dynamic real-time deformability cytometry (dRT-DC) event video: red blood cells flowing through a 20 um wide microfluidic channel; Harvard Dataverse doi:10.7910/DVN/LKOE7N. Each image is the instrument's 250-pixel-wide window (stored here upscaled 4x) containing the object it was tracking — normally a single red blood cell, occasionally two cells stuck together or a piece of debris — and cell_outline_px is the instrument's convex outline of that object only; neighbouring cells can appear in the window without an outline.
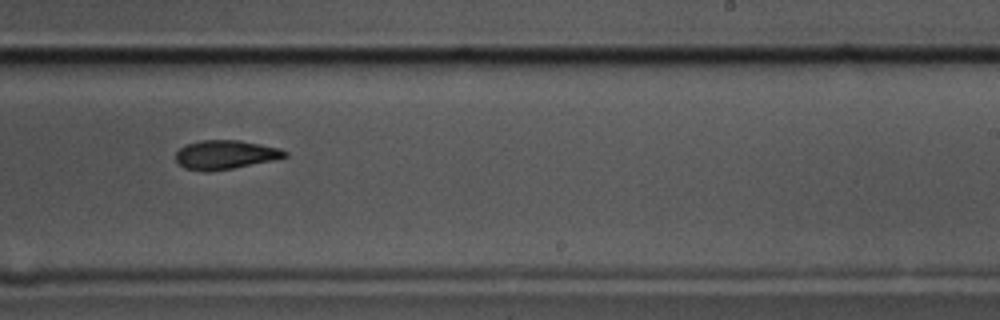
{"species": "common noctule bat (a hibernating species)", "species_latin": "Nyctalus noctula", "temperature_condition": "cold", "stored_images_in_passage": 8, "camera_frame_rate_fps": 3000, "um_per_image_px": 0.085, "animal": {"sex": "male", "body_mass_g": 17.5, "forearm_length_mm": 52.3}, "frame": {"image": 1, "passage_image": 8, "time_ms": 2.333, "image_size_px": [1000, 320], "cell_outline_px": [[288, 156], [272, 160], [232, 168], [204, 172], [184, 168], [176, 160], [176, 152], [180, 148], [188, 144], [200, 140], [240, 140], [280, 148], [288, 152]], "centroid_in_image_um": [19.15, 13.14], "position_along_channel_um": 269.9, "area_um2": 18.26}}